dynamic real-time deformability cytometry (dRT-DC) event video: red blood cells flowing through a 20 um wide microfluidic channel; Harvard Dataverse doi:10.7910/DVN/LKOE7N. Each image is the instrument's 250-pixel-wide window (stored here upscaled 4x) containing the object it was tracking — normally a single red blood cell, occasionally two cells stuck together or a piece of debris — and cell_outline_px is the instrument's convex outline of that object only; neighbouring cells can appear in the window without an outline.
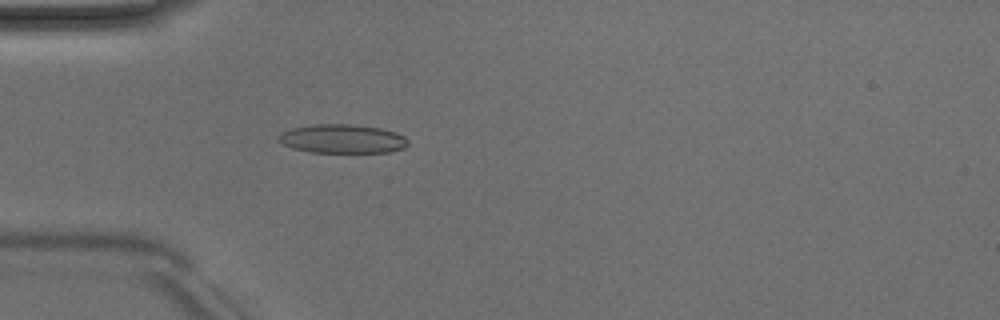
{"species": "Egyptian fruit bat (a non-hibernating species)", "species_latin": "Rousettus aegyptiacus", "temperature_condition": "room temperature", "stored_images_in_passage": 4, "camera_frame_rate_fps": 3000, "um_per_image_px": 0.085, "animal": {"sex": "male"}, "frame": {"image": 1, "passage_image": 4, "time_ms": 3.333, "image_size_px": [1000, 320], "cell_outline_px": [[408, 144], [404, 148], [388, 152], [312, 152], [292, 148], [276, 140], [276, 136], [280, 132], [292, 128], [316, 124], [352, 124], [380, 128], [396, 132], [404, 136], [408, 140]], "centroid_in_image_um": [29.08, 11.79], "position_along_channel_um": 55.9, "area_um2": 21.85}}